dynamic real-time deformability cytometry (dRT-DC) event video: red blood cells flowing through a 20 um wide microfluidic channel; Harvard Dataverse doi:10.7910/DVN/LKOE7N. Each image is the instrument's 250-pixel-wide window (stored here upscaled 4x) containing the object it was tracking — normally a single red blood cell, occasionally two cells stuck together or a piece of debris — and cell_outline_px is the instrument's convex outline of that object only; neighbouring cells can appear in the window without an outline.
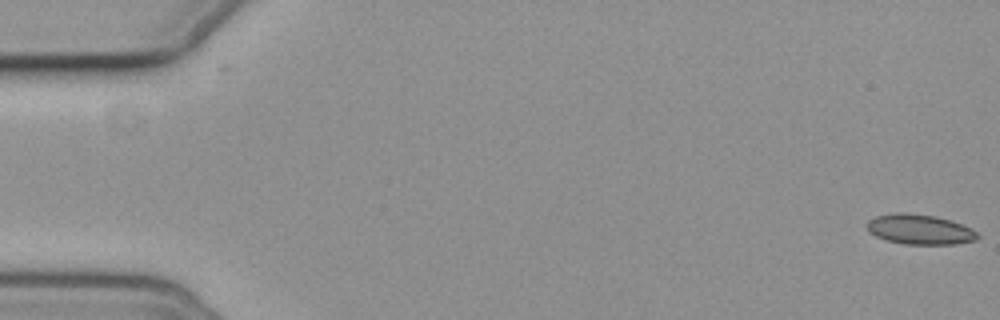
{"species": "common noctule bat (a hibernating species)", "species_latin": "Nyctalus noctula", "temperature_condition": "cold", "stored_images_in_passage": 6, "camera_frame_rate_fps": 3000, "um_per_image_px": 0.085, "animal": {"sex": "female", "body_mass_g": 19.3, "forearm_length_mm": 54.1}, "frame": {"image": 1, "passage_image": 1, "time_ms": 0.0, "image_size_px": [1000, 320], "cell_outline_px": [[980, 236], [976, 240], [952, 244], [904, 244], [888, 240], [876, 236], [868, 232], [868, 220], [876, 216], [896, 212], [904, 212], [936, 216], [972, 228]], "centroid_in_image_um": [78.17, 19.49], "position_along_channel_um": 6.8, "area_um2": 19.19}}
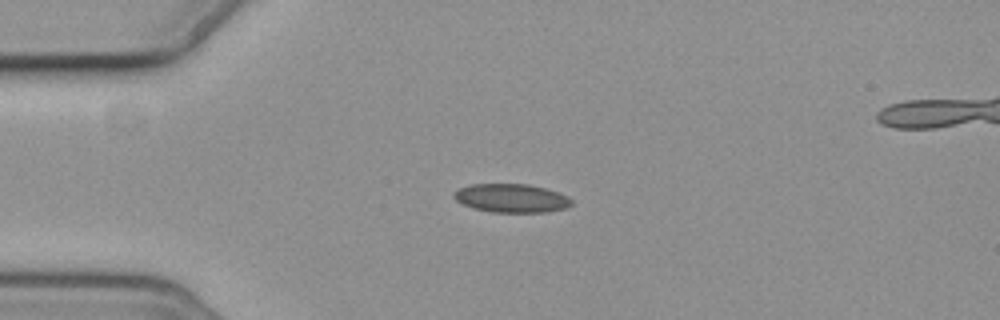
{"frame": {"image": 2, "passage_image": 4, "time_ms": 4.667, "image_size_px": [1000, 320], "cell_outline_px": [[572, 204], [568, 208], [548, 212], [492, 212], [472, 208], [460, 204], [452, 196], [452, 192], [460, 188], [472, 184], [528, 184], [544, 188], [568, 196], [572, 200]], "centroid_in_image_um": [43.45, 16.85], "position_along_channel_um": 41.6, "area_um2": 19.77}}
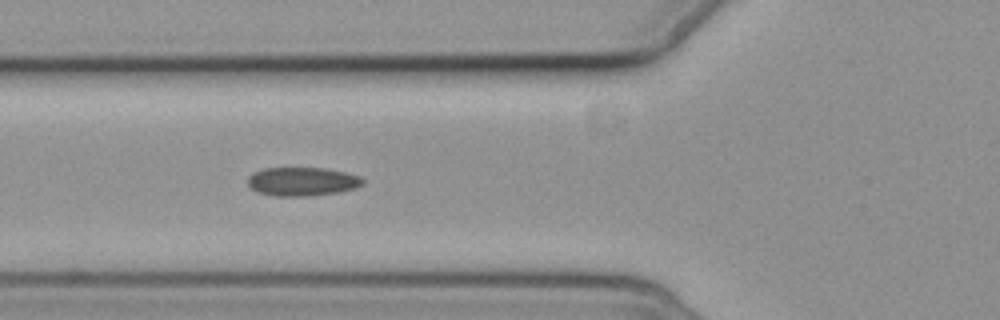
{"frame": {"image": 3, "passage_image": 6, "time_ms": 7.0, "image_size_px": [1000, 320], "cell_outline_px": [[364, 184], [356, 188], [340, 192], [308, 196], [276, 196], [256, 192], [248, 184], [248, 176], [252, 172], [264, 168], [324, 168], [344, 172], [360, 176], [364, 180]], "centroid_in_image_um": [25.69, 15.43], "position_along_channel_um": 100.1, "area_um2": 19.36}}